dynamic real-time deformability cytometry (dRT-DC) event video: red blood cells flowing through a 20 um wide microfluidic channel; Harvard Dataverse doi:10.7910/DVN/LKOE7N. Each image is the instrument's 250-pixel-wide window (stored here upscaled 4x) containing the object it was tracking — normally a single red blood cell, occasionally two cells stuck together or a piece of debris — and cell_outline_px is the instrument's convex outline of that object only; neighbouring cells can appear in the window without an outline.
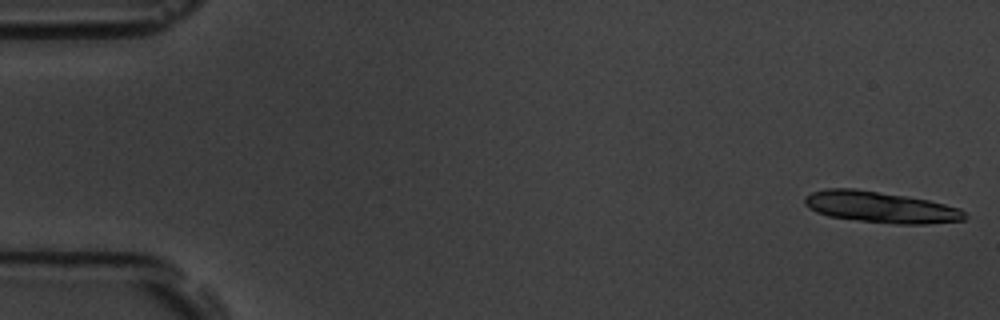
{"species": "common noctule bat (a hibernating species)", "species_latin": "Nyctalus noctula", "temperature_condition": "room temperature", "stored_images_in_passage": 14, "camera_frame_rate_fps": 3000, "um_per_image_px": 0.085, "animal": {"sex": "male", "body_mass_g": 19.5, "forearm_length_mm": 54.6}, "frame": {"image": 1, "passage_image": 1, "time_ms": 0.0, "image_size_px": [1000, 320], "cell_outline_px": [[968, 216], [964, 220], [924, 224], [896, 224], [860, 220], [828, 216], [816, 212], [808, 208], [804, 204], [804, 196], [812, 192], [824, 188], [856, 188], [928, 200], [960, 208]], "centroid_in_image_um": [74.81, 17.6], "position_along_channel_um": 10.2, "area_um2": 29.07}}